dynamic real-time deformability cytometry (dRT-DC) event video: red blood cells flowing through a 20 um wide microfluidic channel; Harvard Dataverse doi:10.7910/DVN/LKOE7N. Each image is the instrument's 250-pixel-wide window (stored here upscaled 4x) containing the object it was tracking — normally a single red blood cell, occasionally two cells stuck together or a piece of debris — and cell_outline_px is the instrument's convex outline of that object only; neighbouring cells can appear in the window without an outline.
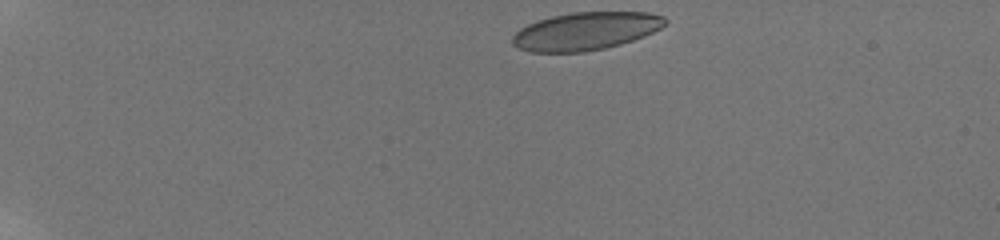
{"species": "human", "species_latin": "Homo sapiens", "temperature_condition": "room temperature", "stored_images_in_passage": 44, "camera_frame_rate_fps": 3000, "um_per_image_px": 0.085, "donor": {"sex": "male"}, "frame": {"image": 1, "passage_image": 1, "time_ms": 0.0, "image_size_px": [1000, 240], "cell_outline_px": [[668, 24], [644, 36], [620, 44], [604, 48], [584, 52], [532, 52], [520, 48], [512, 44], [512, 36], [520, 28], [536, 20], [552, 16], [572, 12], [648, 12], [664, 16], [668, 20]], "centroid_in_image_um": [49.79, 2.64], "position_along_channel_um": 35.2, "area_um2": 33.76}}
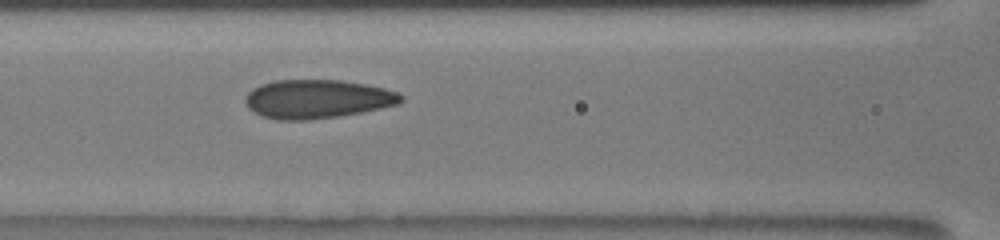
{"frame": {"image": 2, "passage_image": 17, "time_ms": 5.333, "image_size_px": [1000, 240], "cell_outline_px": [[404, 100], [396, 104], [380, 108], [360, 112], [336, 116], [308, 120], [276, 120], [260, 116], [248, 108], [244, 100], [244, 96], [252, 88], [260, 84], [272, 80], [340, 80], [364, 84], [384, 88], [396, 92], [404, 96]], "centroid_in_image_um": [26.9, 8.41], "position_along_channel_um": 139.7, "area_um2": 35.2}}
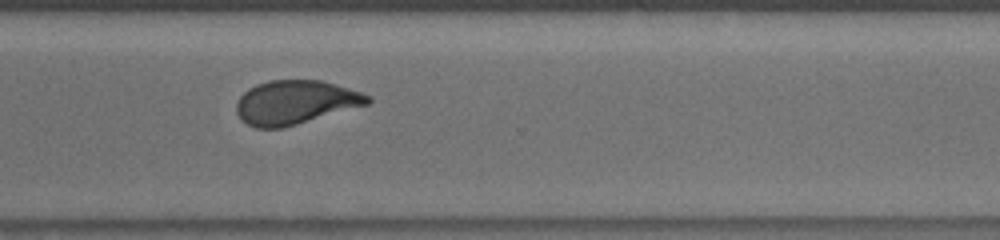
{"frame": {"image": 3, "passage_image": 33, "time_ms": 10.667, "image_size_px": [1000, 240], "cell_outline_px": [[372, 100], [368, 104], [296, 124], [280, 128], [256, 128], [248, 124], [236, 112], [236, 104], [240, 96], [248, 88], [256, 84], [268, 80], [320, 80], [336, 84], [372, 96]], "centroid_in_image_um": [25.1, 8.68], "position_along_channel_um": 345.5, "area_um2": 33.29}, "authors_computed_cell_mechanics": {"area_um2": 34.0442, "velocity_mm_per_s": 3.865, "shape_relaxation_time_tau1_ms": 10.8857, "shape_relaxation_time_tau2_ms": 0.7723, "deformation_change_tau1": 0.2367, "deformation_change_tau2": 0.0872}}